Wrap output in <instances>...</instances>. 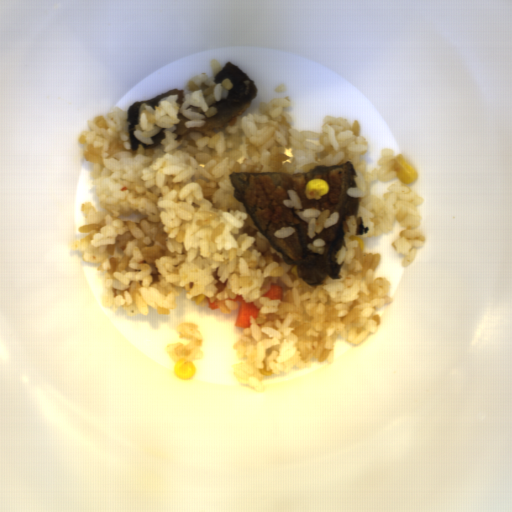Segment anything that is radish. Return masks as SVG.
Wrapping results in <instances>:
<instances>
[{"instance_id":"radish-1","label":"radish","mask_w":512,"mask_h":512,"mask_svg":"<svg viewBox=\"0 0 512 512\" xmlns=\"http://www.w3.org/2000/svg\"><path fill=\"white\" fill-rule=\"evenodd\" d=\"M233 300L239 304V310L237 314V318L235 321L234 326H238L241 328H249L250 323V315L255 320L261 310V308H258L254 305V303H245L243 295H237L234 299H228Z\"/></svg>"},{"instance_id":"radish-2","label":"radish","mask_w":512,"mask_h":512,"mask_svg":"<svg viewBox=\"0 0 512 512\" xmlns=\"http://www.w3.org/2000/svg\"><path fill=\"white\" fill-rule=\"evenodd\" d=\"M261 296H268L270 300H282L284 298V287L279 284H271V288Z\"/></svg>"}]
</instances>
